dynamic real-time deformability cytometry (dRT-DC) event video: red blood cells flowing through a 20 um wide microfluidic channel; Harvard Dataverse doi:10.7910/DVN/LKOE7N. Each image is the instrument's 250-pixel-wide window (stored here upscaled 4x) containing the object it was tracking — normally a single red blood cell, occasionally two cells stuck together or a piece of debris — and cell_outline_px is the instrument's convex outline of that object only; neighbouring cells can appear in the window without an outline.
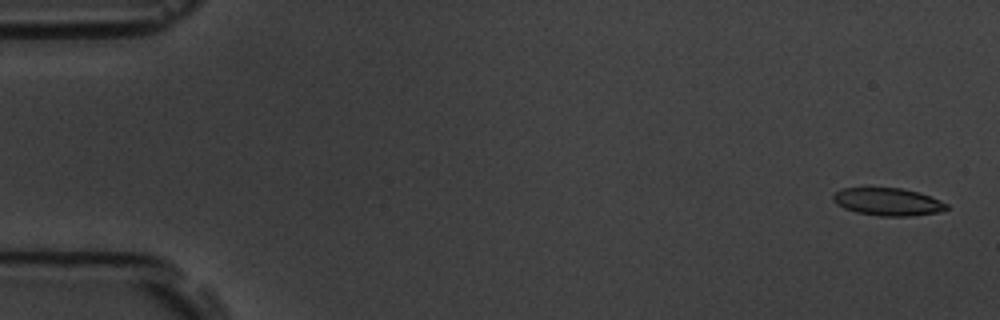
{"species": "common noctule bat (a hibernating species)", "species_latin": "Nyctalus noctula", "temperature_condition": "room temperature", "stored_images_in_passage": 11, "camera_frame_rate_fps": 3000, "um_per_image_px": 0.085, "animal": {"sex": "male", "body_mass_g": 19.5, "forearm_length_mm": 54.6}, "frame": {"image": 1, "passage_image": 1, "time_ms": 0.0, "image_size_px": [1000, 320], "cell_outline_px": [[948, 208], [940, 212], [912, 216], [880, 216], [856, 212], [844, 208], [836, 204], [832, 200], [832, 196], [836, 192], [844, 188], [900, 188], [920, 192], [940, 200], [948, 204]], "centroid_in_image_um": [75.48, 17.16], "position_along_channel_um": 9.5, "area_um2": 18.32}}
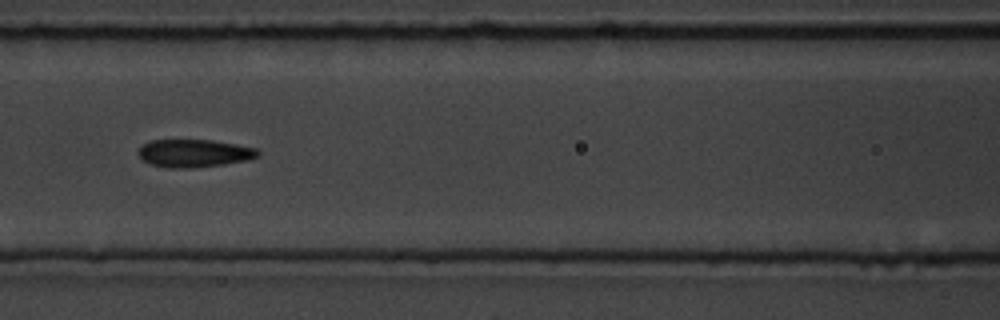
{"frame": {"image": 2, "passage_image": 7, "time_ms": 7.667, "image_size_px": [1000, 320], "cell_outline_px": [[260, 156], [248, 160], [224, 164], [192, 168], [168, 168], [148, 164], [136, 152], [144, 144], [152, 140], [212, 140], [236, 144], [256, 148], [260, 152]], "centroid_in_image_um": [16.52, 13.03], "position_along_channel_um": 150.1, "area_um2": 19.48}}
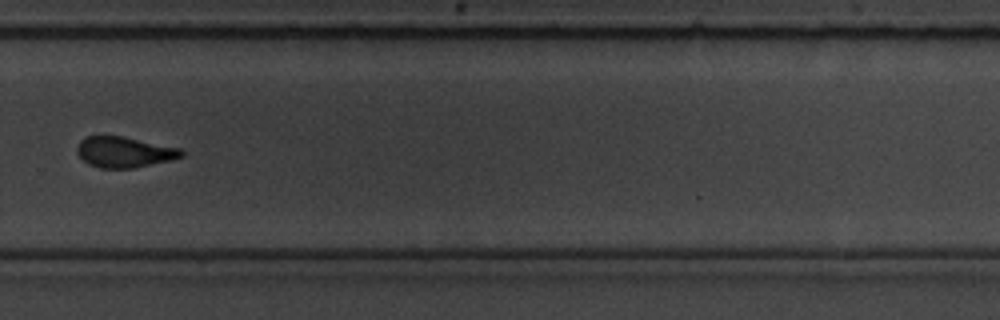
{"frame": {"image": 3, "passage_image": 11, "time_ms": 12.333, "image_size_px": [1000, 320], "cell_outline_px": [[184, 156], [168, 160], [132, 168], [100, 168], [88, 164], [76, 152], [76, 148], [80, 140], [88, 136], [124, 136], [180, 148], [184, 152]], "centroid_in_image_um": [10.54, 12.92], "position_along_channel_um": 319.3, "area_um2": 18.55}}